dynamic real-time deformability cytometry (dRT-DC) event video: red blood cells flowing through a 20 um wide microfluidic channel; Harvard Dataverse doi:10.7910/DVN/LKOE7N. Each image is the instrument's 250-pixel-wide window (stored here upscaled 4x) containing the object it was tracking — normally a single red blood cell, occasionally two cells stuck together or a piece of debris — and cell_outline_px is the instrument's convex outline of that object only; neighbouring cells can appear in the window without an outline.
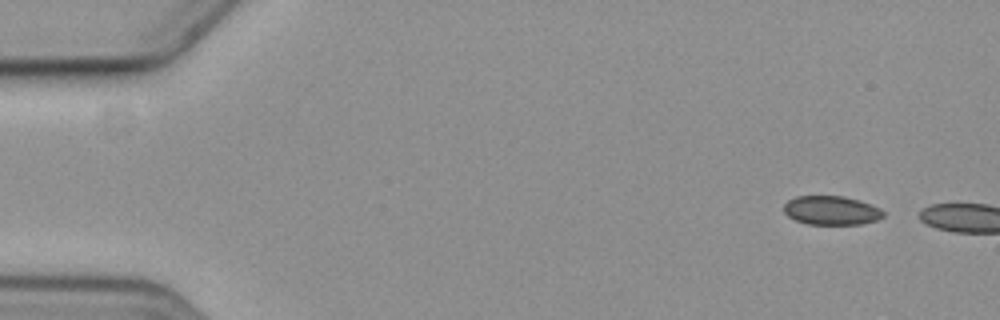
{"species": "common noctule bat (a hibernating species)", "species_latin": "Nyctalus noctula", "temperature_condition": "cold", "stored_images_in_passage": 2, "camera_frame_rate_fps": 3000, "um_per_image_px": 0.085, "animal": {"sex": "female", "body_mass_g": 19.3, "forearm_length_mm": 54.1}, "frame": {"image": 1, "passage_image": 1, "time_ms": 0.0, "image_size_px": [1000, 320], "cell_outline_px": [[884, 216], [876, 220], [860, 224], [808, 224], [796, 220], [788, 216], [784, 212], [784, 204], [788, 200], [796, 196], [844, 196], [860, 200], [880, 208], [884, 212]], "centroid_in_image_um": [70.66, 17.88], "position_along_channel_um": 14.3, "area_um2": 16.76}}